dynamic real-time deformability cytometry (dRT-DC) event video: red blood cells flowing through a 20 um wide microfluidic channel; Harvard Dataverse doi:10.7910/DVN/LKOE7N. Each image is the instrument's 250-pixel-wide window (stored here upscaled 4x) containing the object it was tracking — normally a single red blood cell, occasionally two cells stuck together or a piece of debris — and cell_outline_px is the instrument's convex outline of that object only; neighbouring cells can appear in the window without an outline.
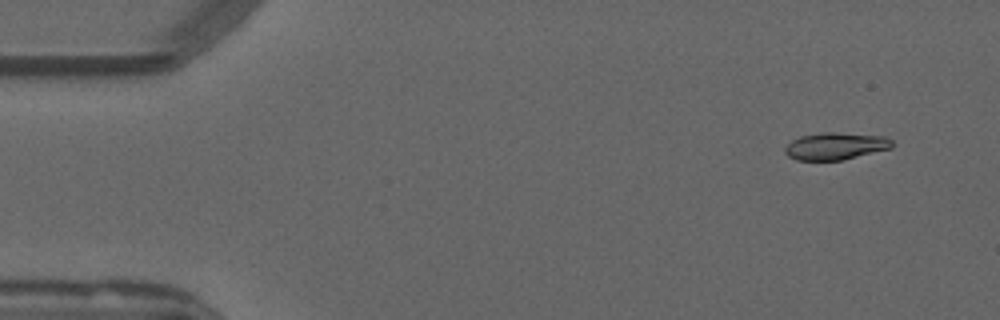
{"species": "common noctule bat (a hibernating species)", "species_latin": "Nyctalus noctula", "temperature_condition": "warm", "stored_images_in_passage": 11, "camera_frame_rate_fps": 3000, "um_per_image_px": 0.085, "animal": {"sex": "male", "forearm_length_mm": 52.5}, "frame": {"image": 1, "passage_image": 4, "time_ms": 1.0, "image_size_px": [1000, 320], "cell_outline_px": [[892, 148], [844, 160], [796, 160], [788, 156], [784, 152], [784, 148], [792, 140], [800, 136], [824, 132], [836, 132], [884, 136], [892, 140]], "centroid_in_image_um": [71.02, 12.42], "position_along_channel_um": 14.0, "area_um2": 17.05}}